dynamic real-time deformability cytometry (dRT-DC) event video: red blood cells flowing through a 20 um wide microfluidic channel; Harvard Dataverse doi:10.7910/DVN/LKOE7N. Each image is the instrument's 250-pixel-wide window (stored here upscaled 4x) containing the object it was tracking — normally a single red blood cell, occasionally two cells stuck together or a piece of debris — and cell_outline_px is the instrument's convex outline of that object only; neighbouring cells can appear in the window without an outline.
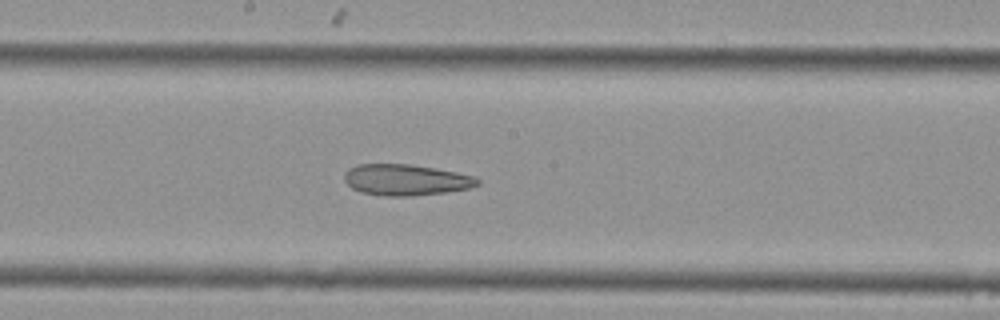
{"species": "Egyptian fruit bat (a non-hibernating species)", "species_latin": "Rousettus aegyptiacus", "temperature_condition": "cold", "stored_images_in_passage": 17, "camera_frame_rate_fps": 3000, "um_per_image_px": 0.085, "animal": {"sex": "female"}, "frame": {"image": 1, "passage_image": 15, "time_ms": 4.667, "image_size_px": [1000, 320], "cell_outline_px": [[480, 184], [468, 188], [444, 192], [412, 196], [384, 196], [360, 192], [352, 188], [344, 180], [344, 172], [348, 168], [356, 164], [412, 164], [436, 168], [476, 176], [480, 180]], "centroid_in_image_um": [34.48, 15.28], "position_along_channel_um": 213.7, "area_um2": 24.33}}
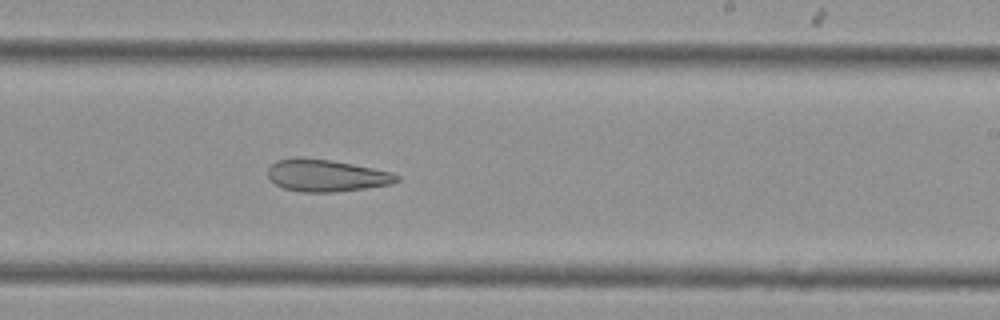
{"frame": {"image": 2, "passage_image": 17, "time_ms": 5.333, "image_size_px": [1000, 320], "cell_outline_px": [[400, 180], [392, 184], [364, 188], [332, 192], [300, 192], [284, 188], [276, 184], [268, 176], [268, 168], [276, 160], [328, 160], [352, 164], [392, 172], [400, 176]], "centroid_in_image_um": [27.8, 14.96], "position_along_channel_um": 261.2, "area_um2": 23.29}}